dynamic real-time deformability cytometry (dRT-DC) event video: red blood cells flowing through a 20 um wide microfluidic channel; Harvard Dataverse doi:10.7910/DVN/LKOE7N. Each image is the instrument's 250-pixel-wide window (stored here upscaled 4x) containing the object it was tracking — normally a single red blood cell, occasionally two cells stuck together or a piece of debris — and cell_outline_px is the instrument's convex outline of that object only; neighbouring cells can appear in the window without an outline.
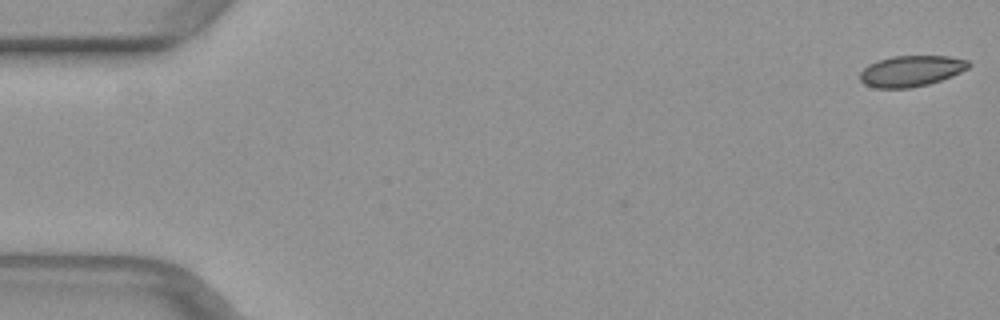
{"species": "common noctule bat (a hibernating species)", "species_latin": "Nyctalus noctula", "temperature_condition": "warm", "stored_images_in_passage": 3, "camera_frame_rate_fps": 3000, "um_per_image_px": 0.085, "animal": {"sex": "female", "body_mass_g": 29.2, "forearm_length_mm": 56.3}, "frame": {"image": 1, "passage_image": 1, "time_ms": 0.0, "image_size_px": [1000, 320], "cell_outline_px": [[972, 64], [968, 68], [952, 76], [928, 84], [908, 88], [876, 88], [864, 84], [860, 80], [860, 72], [868, 64], [892, 56], [948, 56], [968, 60]], "centroid_in_image_um": [77.45, 6.03], "position_along_channel_um": 7.6, "area_um2": 19.54}}